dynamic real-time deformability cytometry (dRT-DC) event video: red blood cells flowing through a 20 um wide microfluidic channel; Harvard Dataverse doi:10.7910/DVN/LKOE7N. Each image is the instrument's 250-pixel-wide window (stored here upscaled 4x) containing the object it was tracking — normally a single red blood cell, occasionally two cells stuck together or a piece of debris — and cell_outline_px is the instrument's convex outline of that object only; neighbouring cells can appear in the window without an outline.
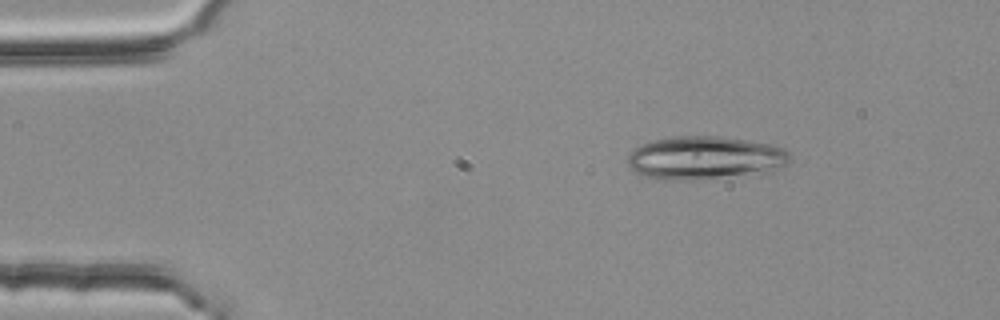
{"species": "common noctule bat (a hibernating species)", "species_latin": "Nyctalus noctula", "temperature_condition": "room temperature", "stored_images_in_passage": 3, "camera_frame_rate_fps": 3000, "um_per_image_px": 0.085, "animal": {"sex": "female", "body_mass_g": 25.1}, "frame": {"image": 1, "passage_image": 1, "time_ms": 0.0, "image_size_px": [1000, 320], "cell_outline_px": [[792, 156], [788, 164], [772, 172], [696, 180], [656, 180], [640, 176], [632, 172], [628, 168], [628, 156], [632, 148], [640, 144], [652, 140], [676, 136], [720, 136], [748, 140], [768, 144], [784, 148]], "centroid_in_image_um": [59.88, 13.44], "position_along_channel_um": 25.1, "area_um2": 41.85}}